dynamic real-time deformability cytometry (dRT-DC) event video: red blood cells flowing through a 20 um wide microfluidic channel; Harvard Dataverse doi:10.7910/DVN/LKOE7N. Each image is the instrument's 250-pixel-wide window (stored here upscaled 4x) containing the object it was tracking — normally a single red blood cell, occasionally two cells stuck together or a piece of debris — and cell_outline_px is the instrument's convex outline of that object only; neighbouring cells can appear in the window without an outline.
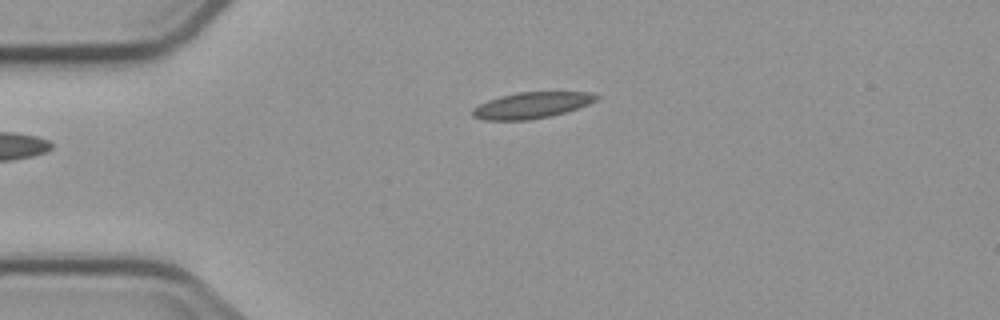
{"species": "common noctule bat (a hibernating species)", "species_latin": "Nyctalus noctula", "temperature_condition": "cold", "stored_images_in_passage": 3, "camera_frame_rate_fps": 3000, "um_per_image_px": 0.085, "animal": {"sex": "male", "body_mass_g": 23.1, "forearm_length_mm": 52.7}, "frame": {"image": 1, "passage_image": 3, "time_ms": 3.333, "image_size_px": [1000, 320], "cell_outline_px": [[600, 96], [596, 100], [588, 104], [564, 112], [548, 116], [528, 120], [484, 120], [472, 116], [472, 108], [488, 100], [500, 96], [516, 92], [592, 92]], "centroid_in_image_um": [45.16, 8.94], "position_along_channel_um": 39.8, "area_um2": 18.73}}